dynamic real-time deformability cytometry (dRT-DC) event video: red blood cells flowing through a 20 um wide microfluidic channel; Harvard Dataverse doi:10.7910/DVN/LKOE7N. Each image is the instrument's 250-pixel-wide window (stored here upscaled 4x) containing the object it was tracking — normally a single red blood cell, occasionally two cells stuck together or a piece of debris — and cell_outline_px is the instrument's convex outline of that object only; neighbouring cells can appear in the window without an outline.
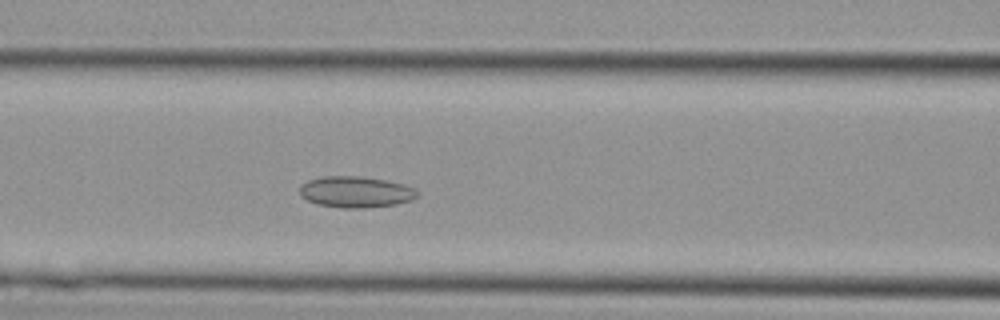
{"species": "Egyptian fruit bat (a non-hibernating species)", "species_latin": "Rousettus aegyptiacus", "temperature_condition": "cold", "stored_images_in_passage": 11, "camera_frame_rate_fps": 3000, "um_per_image_px": 0.085, "animal": {"sex": "female"}, "frame": {"image": 1, "passage_image": 6, "time_ms": 1.667, "image_size_px": [1000, 320], "cell_outline_px": [[420, 196], [412, 200], [396, 204], [364, 208], [344, 208], [316, 204], [300, 196], [300, 188], [308, 180], [324, 176], [360, 176], [388, 180], [404, 184], [416, 188], [420, 192]], "centroid_in_image_um": [30.3, 16.31], "position_along_channel_um": 136.3, "area_um2": 21.62}}
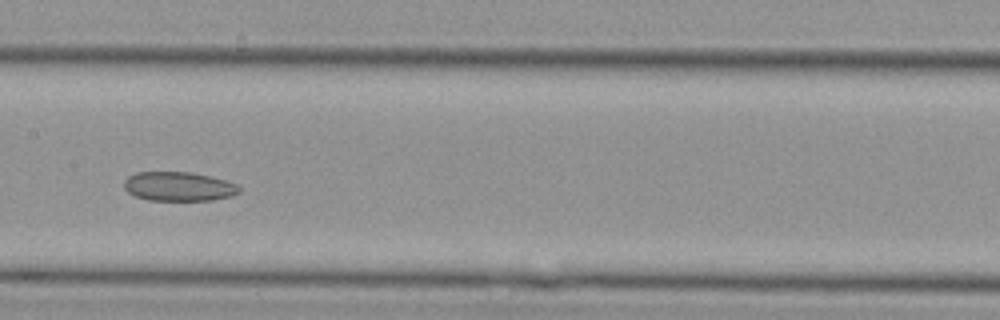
{"frame": {"image": 2, "passage_image": 9, "time_ms": 2.667, "image_size_px": [1000, 320], "cell_outline_px": [[240, 192], [232, 196], [212, 200], [148, 200], [136, 196], [128, 192], [124, 188], [124, 180], [128, 176], [136, 172], [192, 172], [224, 180], [236, 184], [240, 188]], "centroid_in_image_um": [15.17, 15.85], "position_along_channel_um": 192.2, "area_um2": 19.54}}